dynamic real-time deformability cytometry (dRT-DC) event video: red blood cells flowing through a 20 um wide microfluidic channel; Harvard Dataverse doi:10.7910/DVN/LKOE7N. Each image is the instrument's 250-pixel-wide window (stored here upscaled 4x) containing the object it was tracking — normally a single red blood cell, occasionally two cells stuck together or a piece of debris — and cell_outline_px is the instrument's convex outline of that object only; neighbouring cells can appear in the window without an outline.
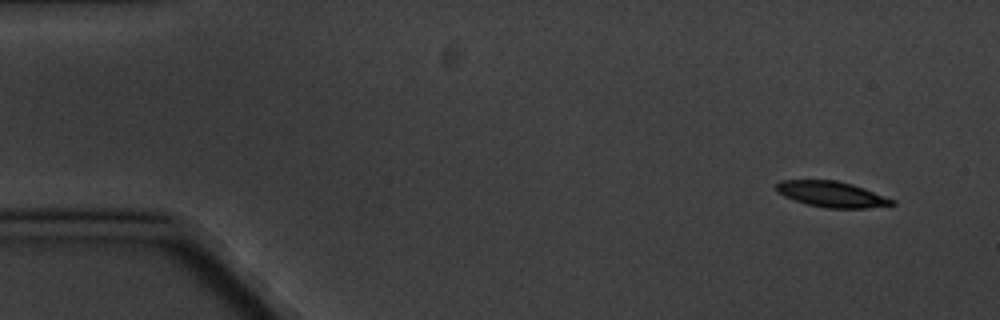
{"species": "common noctule bat (a hibernating species)", "species_latin": "Nyctalus noctula", "temperature_condition": "cold", "stored_images_in_passage": 7, "camera_frame_rate_fps": 3000, "um_per_image_px": 0.085, "animal": {"sex": "male", "body_mass_g": 20.1, "forearm_length_mm": 53.5}, "frame": {"image": 1, "passage_image": 1, "time_ms": 0.0, "image_size_px": [1000, 320], "cell_outline_px": [[896, 204], [868, 208], [828, 208], [808, 204], [784, 196], [776, 192], [776, 184], [780, 180], [836, 180], [852, 184], [864, 188], [896, 200]], "centroid_in_image_um": [70.71, 16.5], "position_along_channel_um": 14.3, "area_um2": 17.34}}
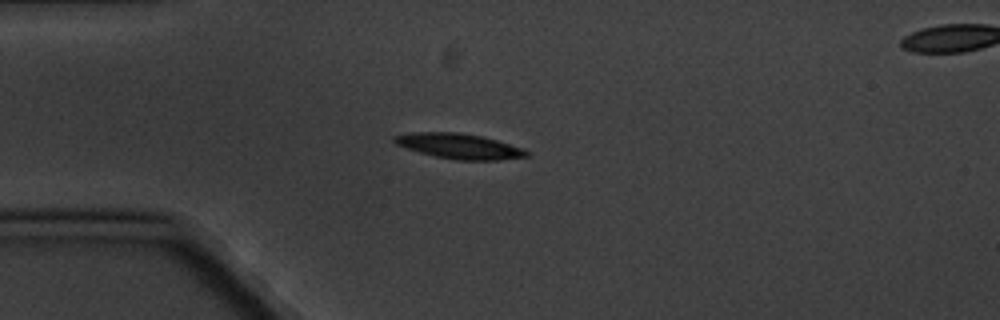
{"frame": {"image": 2, "passage_image": 4, "time_ms": 3.667, "image_size_px": [1000, 320], "cell_outline_px": [[528, 156], [496, 160], [456, 160], [436, 156], [420, 152], [396, 144], [392, 140], [392, 136], [412, 132], [460, 132], [484, 136], [524, 148], [528, 152]], "centroid_in_image_um": [39.04, 12.41], "position_along_channel_um": 46.0, "area_um2": 19.42}}